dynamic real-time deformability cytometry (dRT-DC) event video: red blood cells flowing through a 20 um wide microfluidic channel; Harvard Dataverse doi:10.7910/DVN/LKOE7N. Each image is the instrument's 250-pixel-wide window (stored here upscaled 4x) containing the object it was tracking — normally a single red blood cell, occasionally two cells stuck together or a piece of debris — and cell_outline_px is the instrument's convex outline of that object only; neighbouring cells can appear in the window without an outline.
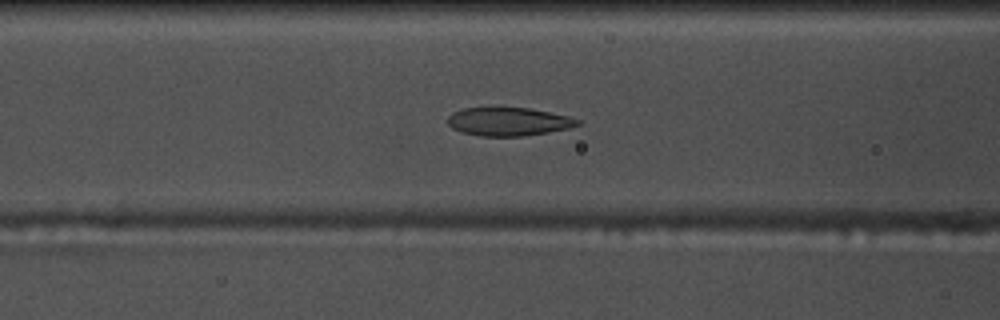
{"species": "common noctule bat (a hibernating species)", "species_latin": "Nyctalus noctula", "temperature_condition": "warm", "stored_images_in_passage": 38, "camera_frame_rate_fps": 3000, "um_per_image_px": 0.085, "animal": {"sex": "male", "body_mass_g": 17.5, "forearm_length_mm": 52.3}, "frame": {"image": 1, "passage_image": 6, "time_ms": 1.667, "image_size_px": [1000, 320], "cell_outline_px": [[580, 124], [568, 128], [548, 132], [520, 136], [480, 136], [464, 132], [452, 128], [448, 124], [448, 116], [452, 112], [464, 108], [496, 104], [528, 108], [568, 116], [580, 120]], "centroid_in_image_um": [43.16, 10.28], "position_along_channel_um": 123.4, "area_um2": 22.08}}
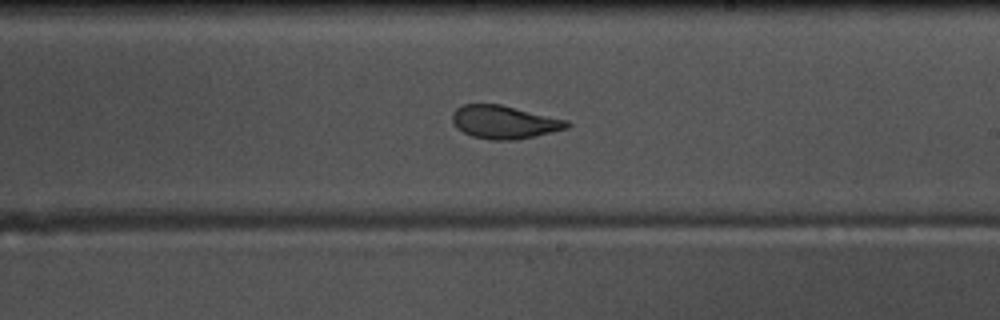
{"frame": {"image": 2, "passage_image": 16, "time_ms": 5.0, "image_size_px": [1000, 320], "cell_outline_px": [[572, 124], [568, 128], [536, 136], [516, 140], [492, 140], [472, 136], [456, 128], [452, 120], [452, 112], [456, 108], [464, 104], [500, 104], [568, 120]], "centroid_in_image_um": [42.87, 10.38], "position_along_channel_um": 246.1, "area_um2": 22.25}}
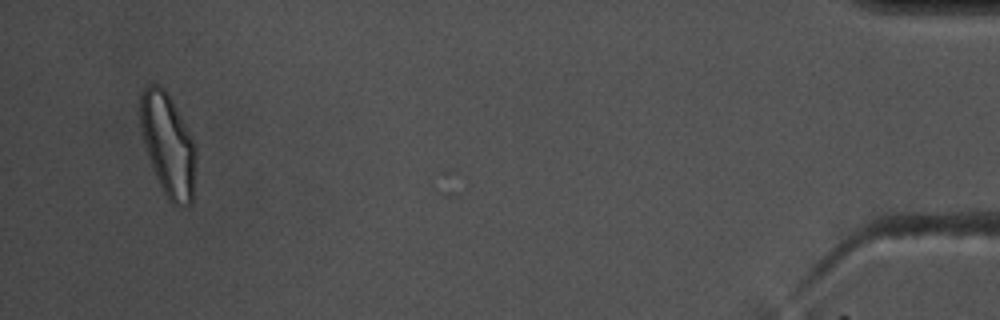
{"frame": {"image": 3, "passage_image": 37, "time_ms": 12.0, "image_size_px": [1000, 320], "cell_outline_px": [[196, 160], [192, 204], [180, 208], [172, 204], [168, 200], [152, 168], [144, 140], [140, 124], [140, 96], [144, 88], [148, 84], [156, 84], [164, 88], [184, 124], [196, 148]], "centroid_in_image_um": [14.29, 12.36], "position_along_channel_um": 420.9, "area_um2": 32.77}, "authors_computed_cell_mechanics": {"area_um2": 22.4842, "velocity_mm_per_s": 3.6921, "shape_relaxation_time_tau1_ms": 6.3654, "shape_relaxation_time_tau2_ms": 1.9029, "deformation_change_tau1": 0.1881, "deformation_change_tau2": 0.0855}}